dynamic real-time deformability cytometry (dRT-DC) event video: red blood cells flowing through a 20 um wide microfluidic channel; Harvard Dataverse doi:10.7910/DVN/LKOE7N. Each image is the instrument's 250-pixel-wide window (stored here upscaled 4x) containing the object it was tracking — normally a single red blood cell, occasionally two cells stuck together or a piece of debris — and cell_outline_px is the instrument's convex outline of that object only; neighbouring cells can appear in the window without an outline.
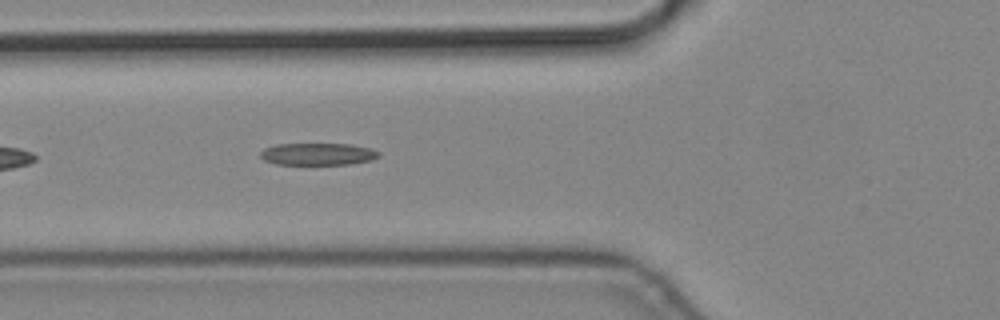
{"species": "common noctule bat (a hibernating species)", "species_latin": "Nyctalus noctula", "temperature_condition": "cold", "stored_images_in_passage": 6, "segment_of_instrument_passage": [2, 2], "camera_frame_rate_fps": 3000, "um_per_image_px": 0.085, "animal": {"sex": "male", "body_mass_g": 19.2, "forearm_length_mm": 51.8}, "frame": {"image": 1, "passage_image": 6, "time_ms": 1.667, "image_size_px": [1000, 320], "cell_outline_px": [[380, 156], [372, 160], [352, 164], [276, 164], [264, 160], [260, 156], [260, 152], [264, 148], [276, 144], [352, 144], [372, 148], [380, 152]], "centroid_in_image_um": [27.05, 13.09], "position_along_channel_um": 98.7, "area_um2": 15.37}}